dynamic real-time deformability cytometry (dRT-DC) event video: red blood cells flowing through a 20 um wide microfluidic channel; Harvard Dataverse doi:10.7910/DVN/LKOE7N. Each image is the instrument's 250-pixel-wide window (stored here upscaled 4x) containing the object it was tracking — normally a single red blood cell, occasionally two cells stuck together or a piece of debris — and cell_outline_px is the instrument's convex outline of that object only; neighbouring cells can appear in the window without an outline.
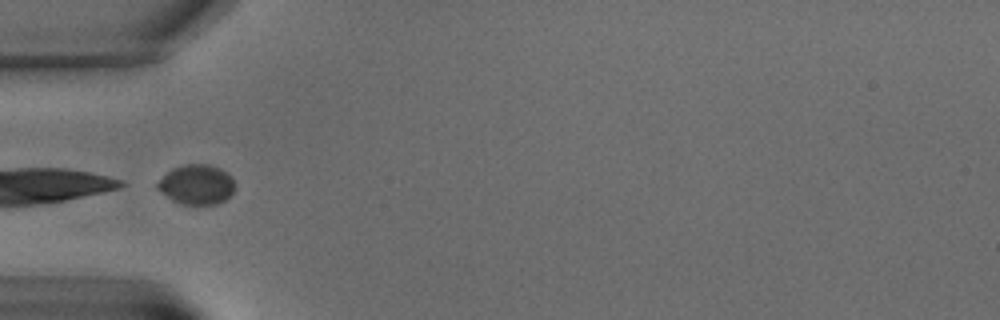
{"species": "common noctule bat (a hibernating species)", "species_latin": "Nyctalus noctula", "temperature_condition": "warm", "stored_images_in_passage": 9, "camera_frame_rate_fps": 3000, "um_per_image_px": 0.085, "animal": {"sex": "male", "body_mass_g": 15.6}, "frame": {"image": 1, "passage_image": 2, "time_ms": 1.0, "image_size_px": [1000, 320], "cell_outline_px": [[236, 184], [232, 196], [216, 204], [180, 204], [172, 200], [160, 192], [156, 188], [156, 184], [172, 168], [184, 164], [208, 164], [220, 168], [232, 176]], "centroid_in_image_um": [16.74, 15.69], "position_along_channel_um": 68.3, "area_um2": 18.15}}
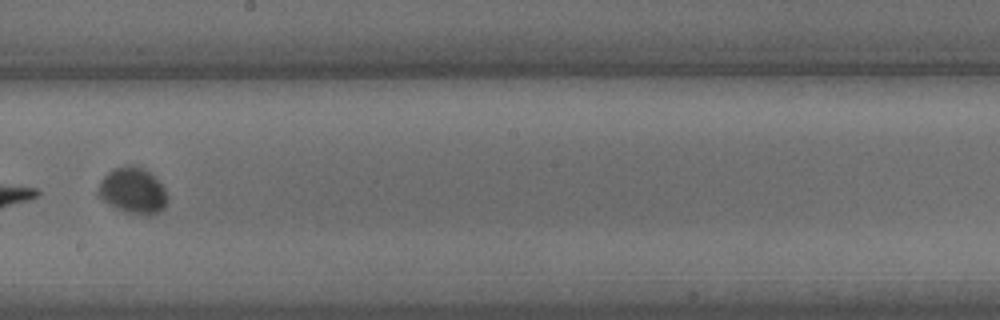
{"frame": {"image": 2, "passage_image": 7, "time_ms": 7.0, "image_size_px": [1000, 320], "cell_outline_px": [[168, 200], [164, 208], [160, 212], [148, 216], [124, 212], [116, 208], [104, 200], [96, 192], [100, 180], [108, 172], [116, 168], [128, 164], [132, 164], [144, 168], [164, 188]], "centroid_in_image_um": [11.29, 16.22], "position_along_channel_um": 236.9, "area_um2": 18.55}}
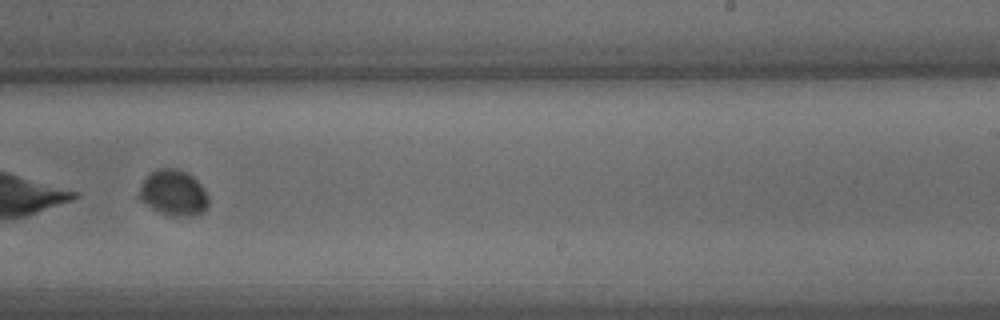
{"frame": {"image": 3, "passage_image": 8, "time_ms": 8.333, "image_size_px": [1000, 320], "cell_outline_px": [[208, 208], [204, 212], [192, 216], [172, 216], [152, 208], [140, 200], [136, 196], [144, 180], [156, 168], [180, 168], [188, 172], [204, 188], [208, 196]], "centroid_in_image_um": [14.76, 16.39], "position_along_channel_um": 274.2, "area_um2": 18.61}}